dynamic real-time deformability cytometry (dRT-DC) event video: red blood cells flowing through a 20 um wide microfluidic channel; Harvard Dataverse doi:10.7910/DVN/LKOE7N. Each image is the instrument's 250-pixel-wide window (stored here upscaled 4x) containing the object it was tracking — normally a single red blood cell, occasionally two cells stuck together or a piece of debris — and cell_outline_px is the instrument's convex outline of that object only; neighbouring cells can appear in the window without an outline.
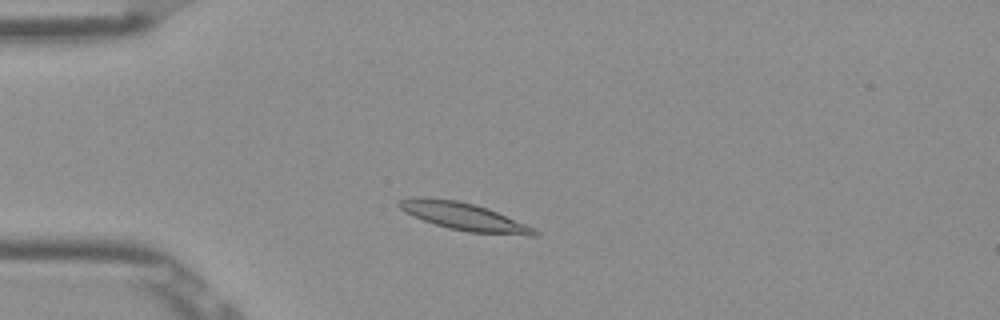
{"species": "Egyptian fruit bat (a non-hibernating species)", "species_latin": "Rousettus aegyptiacus", "temperature_condition": "room temperature", "stored_images_in_passage": 40, "camera_frame_rate_fps": 3000, "um_per_image_px": 0.085, "frame": {"image": 1, "passage_image": 1, "time_ms": 0.0, "image_size_px": [1000, 320], "cell_outline_px": [[540, 232], [536, 236], [528, 236], [468, 232], [448, 228], [412, 216], [404, 212], [396, 204], [396, 200], [412, 196], [424, 196], [456, 200], [476, 204], [488, 208], [524, 224]], "centroid_in_image_um": [39.35, 18.38], "position_along_channel_um": 45.7, "area_um2": 21.96}}
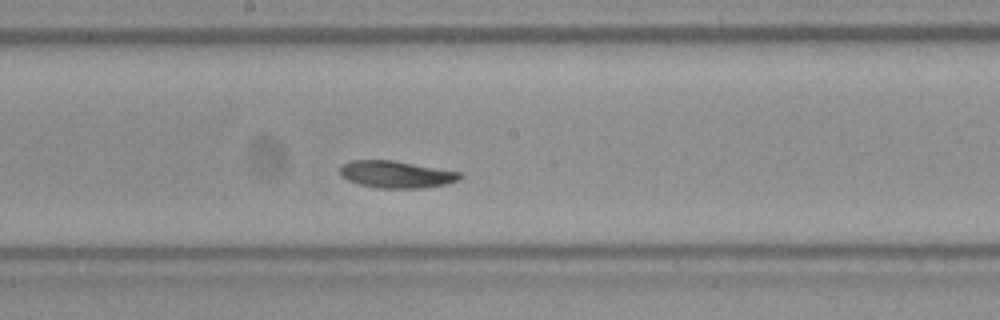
{"frame": {"image": 2, "passage_image": 16, "time_ms": 5.0, "image_size_px": [1000, 320], "cell_outline_px": [[464, 176], [460, 180], [444, 184], [424, 188], [376, 188], [360, 184], [348, 180], [340, 176], [340, 168], [344, 164], [352, 160], [392, 160], [460, 172]], "centroid_in_image_um": [33.69, 14.83], "position_along_channel_um": 214.5, "area_um2": 18.84}}
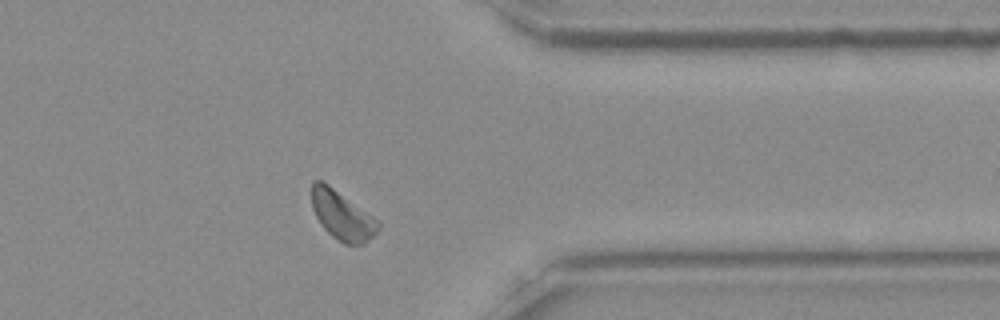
{"frame": {"image": 3, "passage_image": 30, "time_ms": 9.667, "image_size_px": [1000, 320], "cell_outline_px": [[380, 228], [364, 244], [344, 244], [336, 240], [320, 224], [312, 208], [312, 180], [320, 180], [328, 184], [380, 220]], "centroid_in_image_um": [29.09, 18.31], "position_along_channel_um": 382.3, "area_um2": 19.02}, "authors_computed_cell_mechanics": {"area_um2": 19.0162, "velocity_mm_per_s": 3.8007, "shape_relaxation_time_tau1_ms": 10.0999, "shape_relaxation_time_tau2_ms": null, "deformation_change_tau1": 0.2621, "deformation_change_tau2": null}}